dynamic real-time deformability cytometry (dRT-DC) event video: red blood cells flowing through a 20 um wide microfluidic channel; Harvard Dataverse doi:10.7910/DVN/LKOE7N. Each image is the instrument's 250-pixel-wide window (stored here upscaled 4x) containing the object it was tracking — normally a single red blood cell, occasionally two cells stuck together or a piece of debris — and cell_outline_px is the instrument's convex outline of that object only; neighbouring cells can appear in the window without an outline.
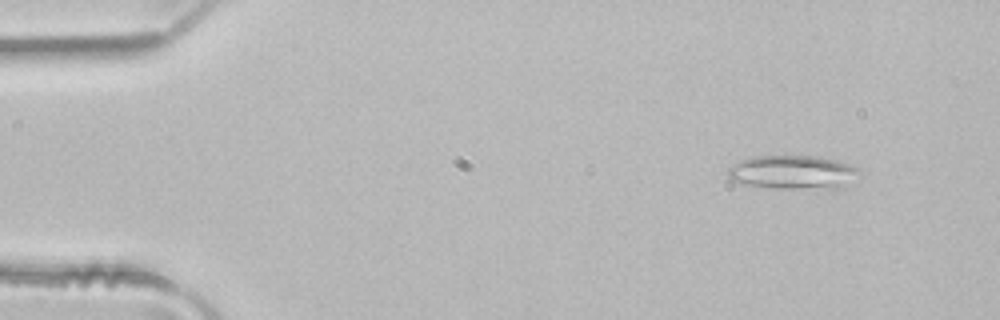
{"species": "common noctule bat (a hibernating species)", "species_latin": "Nyctalus noctula", "temperature_condition": "room temperature", "stored_images_in_passage": 4, "camera_frame_rate_fps": 3000, "um_per_image_px": 0.085, "animal": {"sex": "male", "body_mass_g": 21.5, "forearm_length_mm": 52.0}, "frame": {"image": 1, "passage_image": 2, "time_ms": 0.333, "image_size_px": [1000, 320], "cell_outline_px": [[864, 172], [844, 188], [836, 192], [776, 188], [748, 184], [732, 180], [728, 176], [728, 168], [732, 164], [740, 160], [752, 156], [820, 156], [836, 160], [848, 164]], "centroid_in_image_um": [67.53, 14.68], "position_along_channel_um": 17.5, "area_um2": 26.93}}